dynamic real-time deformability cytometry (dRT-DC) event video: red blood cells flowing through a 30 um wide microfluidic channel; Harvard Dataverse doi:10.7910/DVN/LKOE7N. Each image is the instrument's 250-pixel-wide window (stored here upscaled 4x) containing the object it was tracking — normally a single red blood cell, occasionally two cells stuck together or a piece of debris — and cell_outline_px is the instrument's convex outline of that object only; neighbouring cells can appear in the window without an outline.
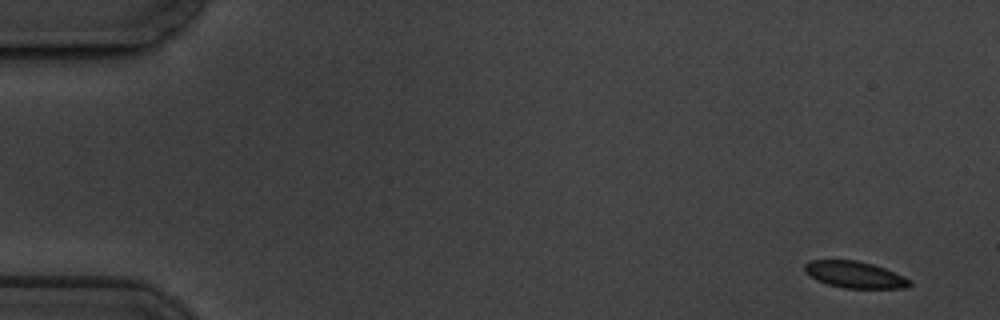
{"species": "common noctule bat (a hibernating species)", "species_latin": "Nyctalus noctula", "temperature_condition": "cold", "stored_images_in_passage": 5, "camera_frame_rate_fps": 3000, "um_per_image_px": 0.085, "animal": {"sex": "male", "body_mass_g": 19.5, "forearm_length_mm": 54.6}, "frame": {"image": 1, "passage_image": 1, "time_ms": 0.0, "image_size_px": [1000, 320], "cell_outline_px": [[912, 284], [908, 288], [844, 288], [828, 284], [816, 280], [804, 272], [804, 264], [812, 260], [856, 260], [872, 264], [884, 268], [904, 276], [912, 280]], "centroid_in_image_um": [72.67, 23.35], "position_along_channel_um": 12.3, "area_um2": 16.36}}
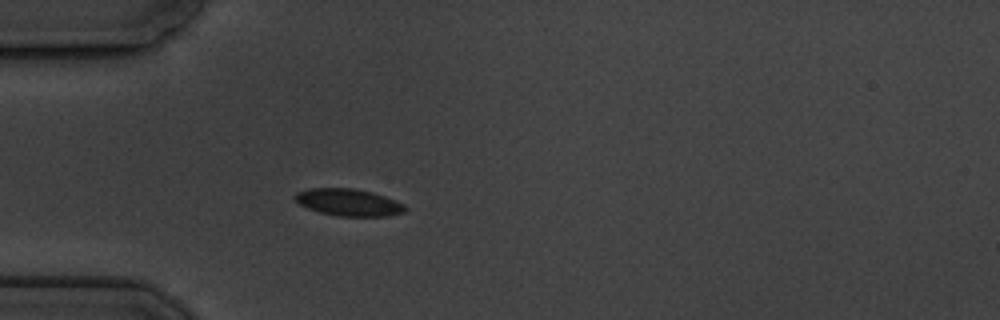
{"frame": {"image": 2, "passage_image": 5, "time_ms": 4.667, "image_size_px": [1000, 320], "cell_outline_px": [[408, 208], [404, 212], [388, 216], [340, 216], [320, 212], [308, 208], [300, 204], [292, 196], [296, 192], [308, 188], [352, 188], [372, 192], [396, 200], [404, 204]], "centroid_in_image_um": [29.63, 17.19], "position_along_channel_um": 55.4, "area_um2": 17.4}}